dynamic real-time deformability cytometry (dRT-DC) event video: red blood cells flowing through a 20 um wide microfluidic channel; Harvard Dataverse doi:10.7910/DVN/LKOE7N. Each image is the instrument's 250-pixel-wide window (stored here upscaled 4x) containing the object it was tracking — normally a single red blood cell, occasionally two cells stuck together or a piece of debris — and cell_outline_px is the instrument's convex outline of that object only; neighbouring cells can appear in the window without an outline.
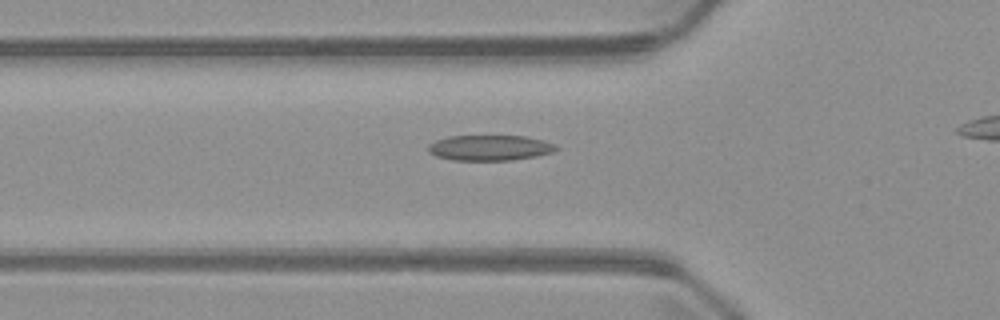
{"species": "common noctule bat (a hibernating species)", "species_latin": "Nyctalus noctula", "temperature_condition": "warm", "stored_images_in_passage": 6, "camera_frame_rate_fps": 3000, "um_per_image_px": 0.085, "animal": {"sex": "male", "body_mass_g": 23.1, "forearm_length_mm": 52.7}, "frame": {"image": 1, "passage_image": 5, "time_ms": 6.667, "image_size_px": [1000, 320], "cell_outline_px": [[560, 148], [552, 152], [536, 156], [512, 160], [452, 160], [436, 156], [428, 152], [428, 144], [436, 140], [448, 136], [524, 136], [544, 140]], "centroid_in_image_um": [41.61, 12.56], "position_along_channel_um": 84.2, "area_um2": 18.96}}